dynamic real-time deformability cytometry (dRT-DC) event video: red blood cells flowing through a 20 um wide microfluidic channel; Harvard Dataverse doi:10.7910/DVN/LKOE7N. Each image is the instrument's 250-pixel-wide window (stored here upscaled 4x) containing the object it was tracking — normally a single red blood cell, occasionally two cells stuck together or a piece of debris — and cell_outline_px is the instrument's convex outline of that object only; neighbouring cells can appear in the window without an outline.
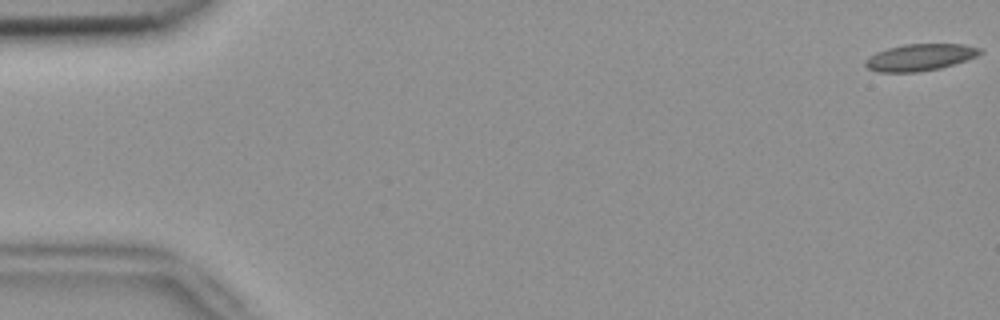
{"species": "common noctule bat (a hibernating species)", "species_latin": "Nyctalus noctula", "temperature_condition": "room temperature", "stored_images_in_passage": 53, "camera_frame_rate_fps": 3000, "um_per_image_px": 0.085, "animal": {"sex": "female", "body_mass_g": 18.4}, "frame": {"image": 1, "passage_image": 1, "time_ms": 0.0, "image_size_px": [1000, 320], "cell_outline_px": [[980, 52], [976, 56], [940, 68], [916, 72], [880, 72], [868, 68], [864, 64], [864, 60], [868, 56], [876, 52], [888, 48], [904, 44], [964, 44], [980, 48]], "centroid_in_image_um": [78.13, 4.87], "position_along_channel_um": 6.9, "area_um2": 17.69}}
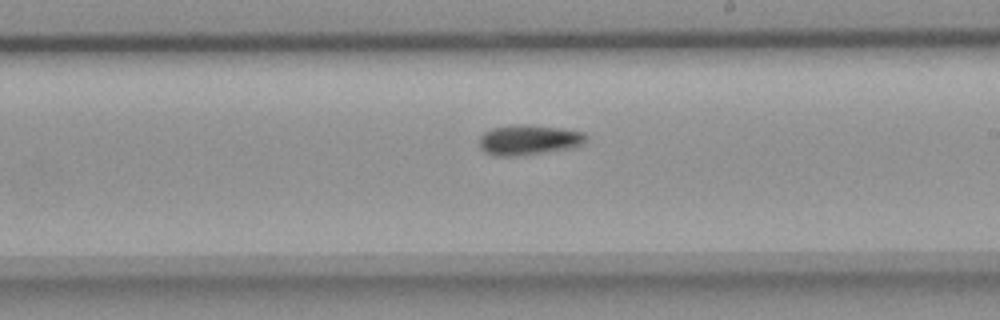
{"frame": {"image": 2, "passage_image": 31, "time_ms": 10.0, "image_size_px": [1000, 320], "cell_outline_px": [[588, 140], [584, 144], [572, 148], [516, 156], [496, 156], [484, 152], [480, 148], [480, 136], [484, 132], [492, 128], [512, 124], [528, 124], [564, 128], [584, 132], [588, 136]], "centroid_in_image_um": [44.98, 11.88], "position_along_channel_um": 244.0, "area_um2": 19.13}}
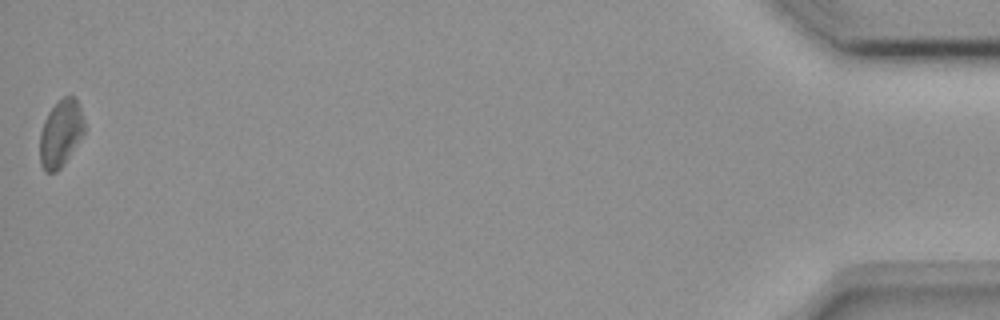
{"frame": {"image": 3, "passage_image": 53, "time_ms": 17.333, "image_size_px": [1000, 320], "cell_outline_px": [[84, 132], [64, 164], [56, 172], [44, 172], [40, 164], [40, 132], [44, 120], [48, 112], [64, 96], [76, 96], [84, 120]], "centroid_in_image_um": [5.15, 11.34], "position_along_channel_um": 430.1, "area_um2": 17.28}, "authors_computed_cell_mechanics": {"area_um2": 17.8602, "velocity_mm_per_s": 3.8498, "shape_relaxation_time_tau1_ms": 6.9218, "shape_relaxation_time_tau2_ms": null, "deformation_change_tau1": 0.1282, "deformation_change_tau2": null}}